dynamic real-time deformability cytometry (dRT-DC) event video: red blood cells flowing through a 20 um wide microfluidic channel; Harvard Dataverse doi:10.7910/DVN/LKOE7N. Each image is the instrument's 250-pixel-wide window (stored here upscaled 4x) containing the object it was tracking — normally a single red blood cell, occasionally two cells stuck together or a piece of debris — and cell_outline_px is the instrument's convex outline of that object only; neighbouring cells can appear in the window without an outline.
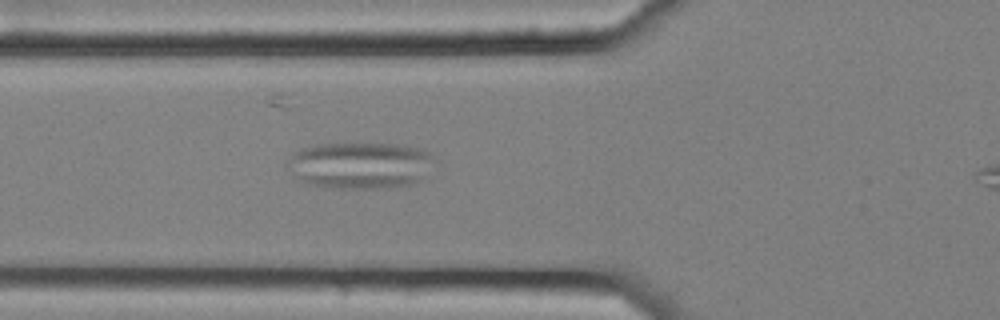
{"species": "common noctule bat (a hibernating species)", "species_latin": "Nyctalus noctula", "temperature_condition": "cold", "stored_images_in_passage": 6, "camera_frame_rate_fps": 3000, "um_per_image_px": 0.085, "animal": {"sex": "female", "body_mass_g": 25.1}, "frame": {"image": 1, "passage_image": 5, "time_ms": 1.333, "image_size_px": [1000, 320], "cell_outline_px": [[436, 160], [420, 180], [412, 184], [388, 188], [332, 188], [308, 184], [288, 168], [284, 164], [300, 148], [316, 144], [404, 144], [420, 148], [428, 152]], "centroid_in_image_um": [30.64, 14.04], "position_along_channel_um": 95.2, "area_um2": 39.94}}